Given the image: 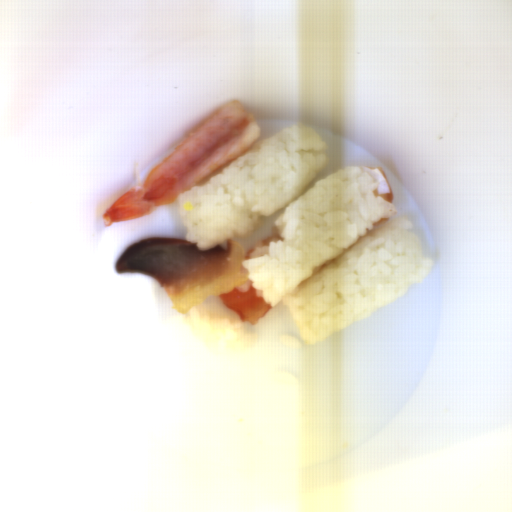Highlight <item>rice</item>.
Instances as JSON below:
<instances>
[{
	"instance_id": "652b925c",
	"label": "rice",
	"mask_w": 512,
	"mask_h": 512,
	"mask_svg": "<svg viewBox=\"0 0 512 512\" xmlns=\"http://www.w3.org/2000/svg\"><path fill=\"white\" fill-rule=\"evenodd\" d=\"M328 147L311 126L284 128L176 197L186 240L200 251L281 210L268 245L242 268L266 304L289 309L309 346L403 296L434 266L408 217L372 230L397 210L376 195L368 171L350 166L315 180L330 160Z\"/></svg>"
}]
</instances>
